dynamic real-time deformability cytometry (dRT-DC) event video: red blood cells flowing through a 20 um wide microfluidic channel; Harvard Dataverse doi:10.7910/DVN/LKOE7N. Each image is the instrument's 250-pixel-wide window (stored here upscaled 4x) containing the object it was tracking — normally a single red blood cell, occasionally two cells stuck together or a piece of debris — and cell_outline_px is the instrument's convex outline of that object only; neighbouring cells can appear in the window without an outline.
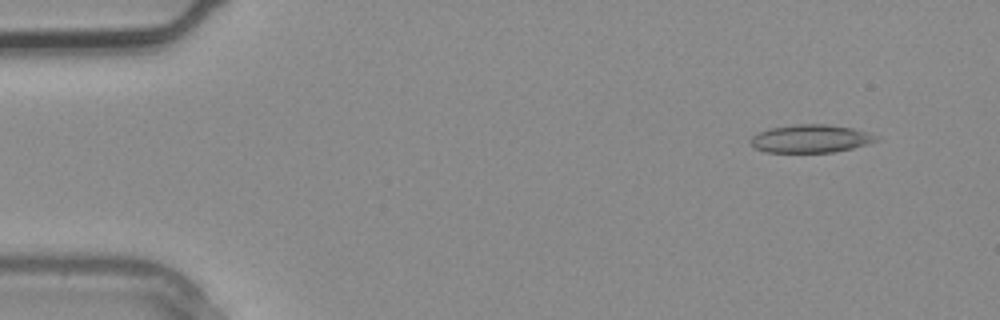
{"species": "common noctule bat (a hibernating species)", "species_latin": "Nyctalus noctula", "temperature_condition": "warm", "stored_images_in_passage": 3, "camera_frame_rate_fps": 3000, "um_per_image_px": 0.085, "animal": {"sex": "male", "body_mass_g": 20.4}, "frame": {"image": 1, "passage_image": 1, "time_ms": 0.0, "image_size_px": [1000, 320], "cell_outline_px": [[880, 140], [868, 144], [852, 148], [832, 152], [764, 152], [756, 148], [748, 140], [752, 136], [768, 128], [796, 124], [828, 124], [852, 128], [868, 132], [880, 136]], "centroid_in_image_um": [68.93, 11.78], "position_along_channel_um": 16.1, "area_um2": 20.63}}
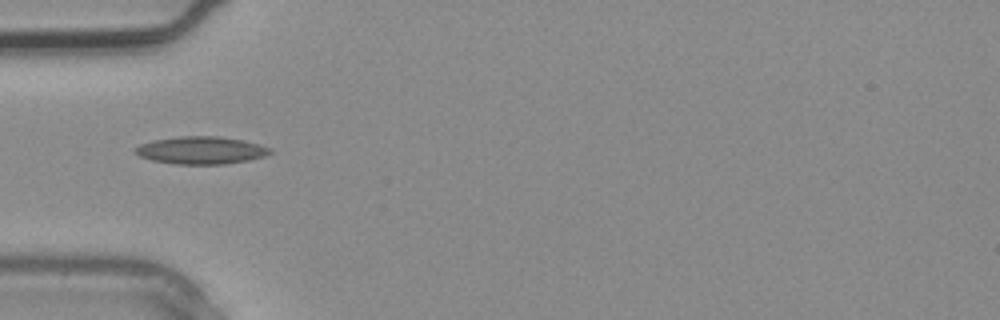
{"frame": {"image": 2, "passage_image": 3, "time_ms": 0.667, "image_size_px": [1000, 320], "cell_outline_px": [[272, 152], [264, 156], [248, 160], [224, 164], [176, 164], [152, 160], [140, 156], [132, 152], [132, 148], [140, 144], [152, 140], [180, 136], [220, 136], [244, 140], [272, 148]], "centroid_in_image_um": [17.06, 12.76], "position_along_channel_um": 67.9, "area_um2": 21.79}}